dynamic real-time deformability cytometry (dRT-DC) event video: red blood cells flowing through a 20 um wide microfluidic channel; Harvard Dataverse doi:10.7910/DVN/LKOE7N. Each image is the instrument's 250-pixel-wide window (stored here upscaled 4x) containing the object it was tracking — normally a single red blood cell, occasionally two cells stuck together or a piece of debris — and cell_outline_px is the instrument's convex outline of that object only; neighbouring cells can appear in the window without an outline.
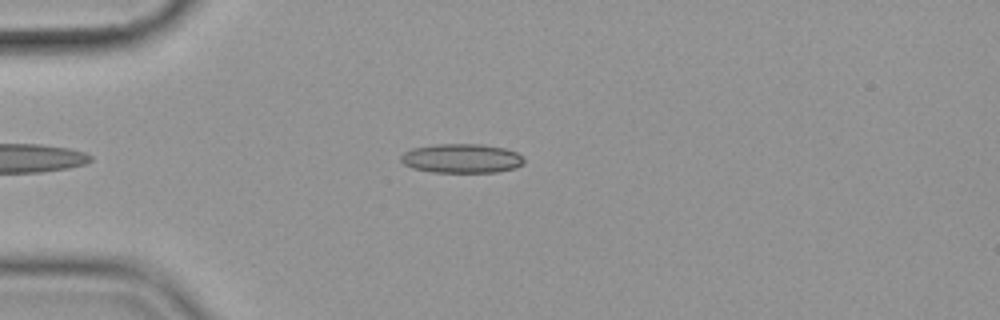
{"species": "common noctule bat (a hibernating species)", "species_latin": "Nyctalus noctula", "temperature_condition": "cold", "stored_images_in_passage": 42, "camera_frame_rate_fps": 3000, "um_per_image_px": 0.085, "animal": {"sex": "female", "body_mass_g": 19.9}, "frame": {"image": 1, "passage_image": 6, "time_ms": 1.667, "image_size_px": [1000, 320], "cell_outline_px": [[524, 164], [516, 168], [496, 172], [432, 172], [412, 168], [404, 164], [400, 160], [400, 156], [404, 152], [412, 148], [436, 144], [480, 144], [504, 148], [516, 152], [524, 160]], "centroid_in_image_um": [39.22, 13.47], "position_along_channel_um": 45.8, "area_um2": 20.98}}
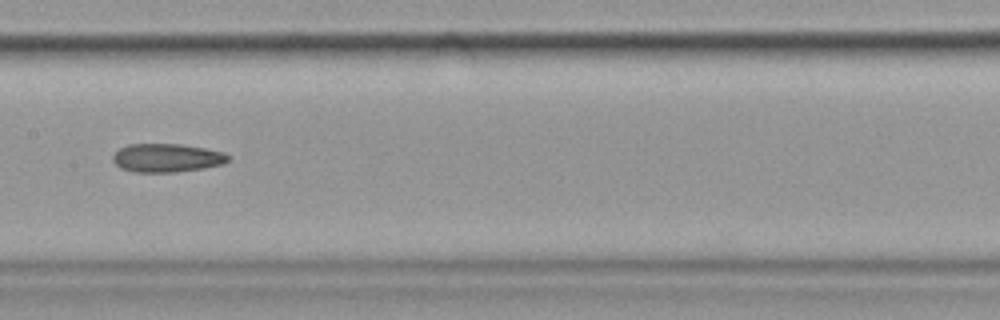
{"frame": {"image": 2, "passage_image": 20, "time_ms": 6.333, "image_size_px": [1000, 320], "cell_outline_px": [[228, 160], [224, 164], [204, 168], [176, 172], [132, 172], [120, 168], [112, 160], [112, 156], [120, 148], [128, 144], [180, 144], [204, 148], [224, 152], [228, 156]], "centroid_in_image_um": [14.16, 13.42], "position_along_channel_um": 193.2, "area_um2": 19.19}}
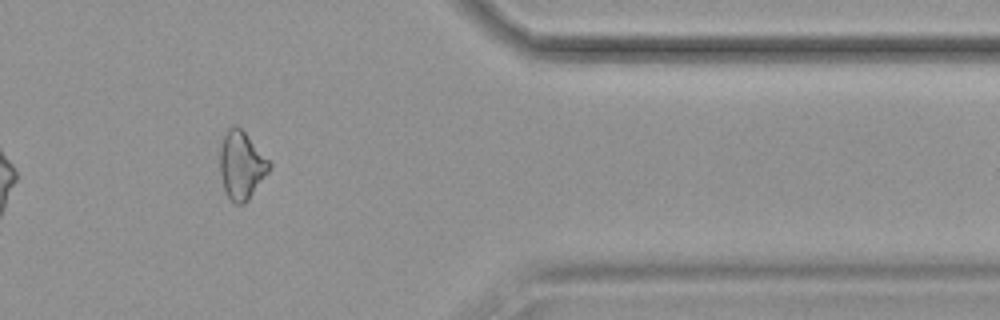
{"frame": {"image": 3, "passage_image": 38, "time_ms": 12.333, "image_size_px": [1000, 320], "cell_outline_px": [[272, 168], [248, 200], [244, 204], [236, 204], [228, 196], [224, 188], [220, 176], [220, 148], [224, 136], [228, 128], [236, 124], [244, 132], [272, 164]], "centroid_in_image_um": [20.53, 14.06], "position_along_channel_um": 390.9, "area_um2": 19.36}, "authors_computed_cell_mechanics": {"area_um2": 19.3919, "velocity_mm_per_s": 3.6016, "shape_relaxation_time_tau1_ms": 8.0623, "shape_relaxation_time_tau2_ms": 3.7108, "deformation_change_tau1": 0.1741, "deformation_change_tau2": 0.1363}}